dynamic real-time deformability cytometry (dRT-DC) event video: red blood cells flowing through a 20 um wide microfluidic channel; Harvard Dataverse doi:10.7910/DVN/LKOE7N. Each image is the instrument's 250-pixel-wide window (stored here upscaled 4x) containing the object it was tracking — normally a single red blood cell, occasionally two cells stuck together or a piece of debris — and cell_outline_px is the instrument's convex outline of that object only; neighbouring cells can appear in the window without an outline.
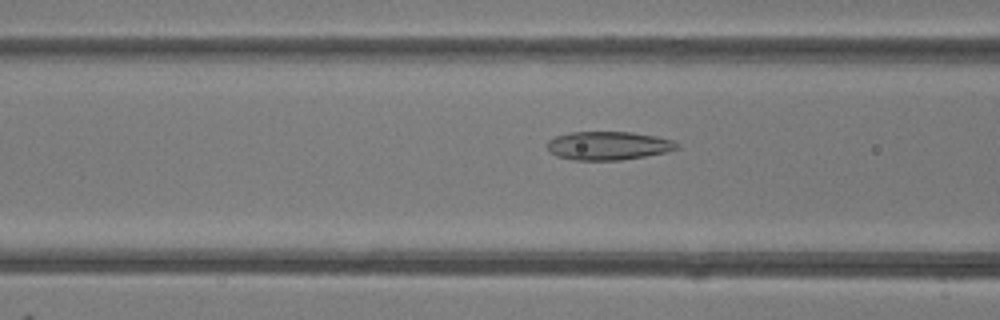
{"species": "common noctule bat (a hibernating species)", "species_latin": "Nyctalus noctula", "temperature_condition": "room temperature", "stored_images_in_passage": 43, "camera_frame_rate_fps": 3000, "um_per_image_px": 0.085, "animal": {"sex": "female"}, "frame": {"image": 1, "passage_image": 19, "time_ms": 6.0, "image_size_px": [1000, 320], "cell_outline_px": [[680, 148], [668, 152], [620, 160], [572, 160], [556, 156], [548, 152], [544, 144], [548, 140], [556, 136], [572, 132], [632, 132], [656, 136], [672, 140], [680, 144]], "centroid_in_image_um": [51.68, 12.38], "position_along_channel_um": 114.9, "area_um2": 21.85}}
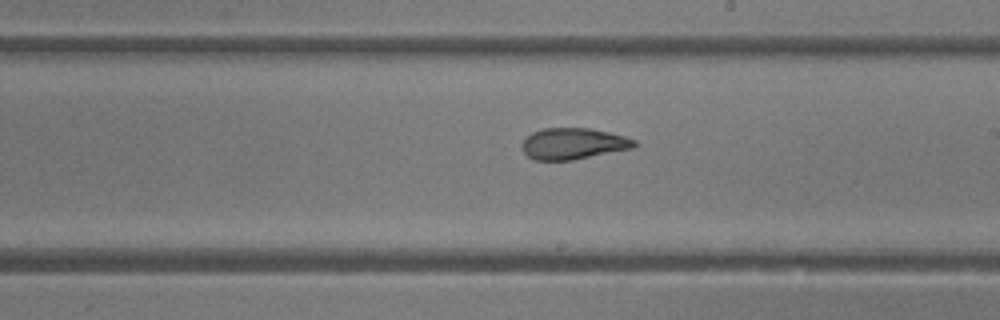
{"frame": {"image": 2, "passage_image": 28, "time_ms": 9.0, "image_size_px": [1000, 320], "cell_outline_px": [[640, 144], [636, 148], [572, 160], [536, 160], [528, 156], [524, 152], [520, 144], [532, 132], [544, 128], [592, 128], [624, 136], [636, 140]], "centroid_in_image_um": [48.78, 12.21], "position_along_channel_um": 240.2, "area_um2": 20.69}}
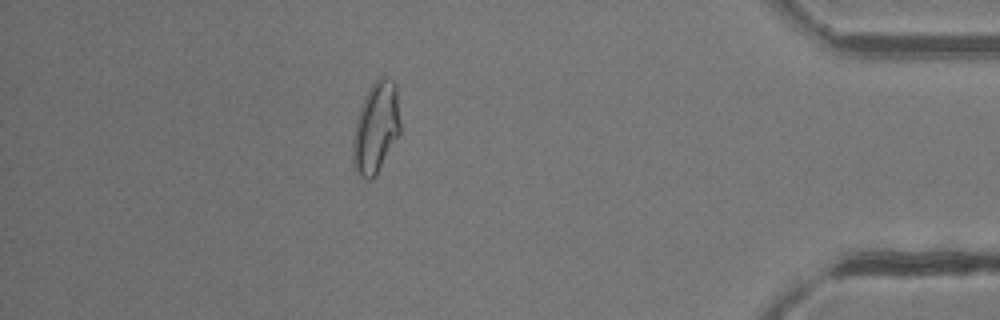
{"frame": {"image": 3, "passage_image": 43, "time_ms": 14.0, "image_size_px": [1000, 320], "cell_outline_px": [[400, 132], [376, 176], [372, 180], [368, 180], [360, 176], [356, 172], [352, 164], [352, 140], [356, 120], [364, 96], [368, 88], [380, 76], [388, 76], [396, 84], [400, 120]], "centroid_in_image_um": [31.94, 10.86], "position_along_channel_um": 403.3, "area_um2": 25.49}, "authors_computed_cell_mechanics": {"area_um2": 21.964, "velocity_mm_per_s": 4.1691, "shape_relaxation_time_tau1_ms": 6.7247, "shape_relaxation_time_tau2_ms": 1.4995, "deformation_change_tau1": 0.1725, "deformation_change_tau2": 0.0831}}